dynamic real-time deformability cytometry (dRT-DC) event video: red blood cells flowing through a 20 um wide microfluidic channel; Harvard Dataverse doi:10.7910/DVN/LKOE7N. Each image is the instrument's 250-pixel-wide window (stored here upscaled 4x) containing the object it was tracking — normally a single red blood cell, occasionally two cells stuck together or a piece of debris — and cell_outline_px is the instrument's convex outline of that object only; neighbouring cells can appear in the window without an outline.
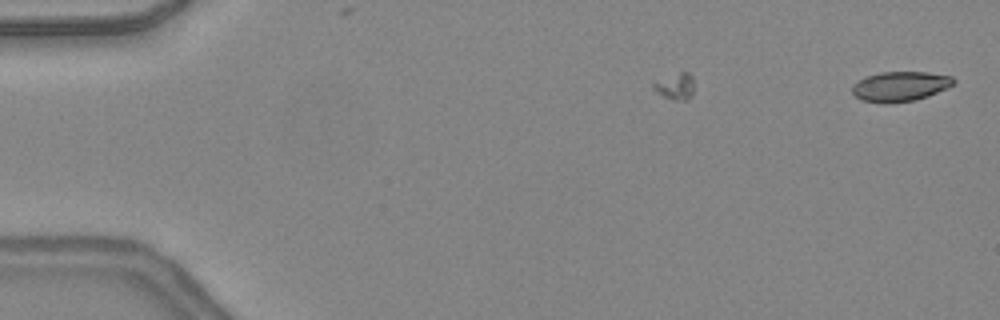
{"species": "common noctule bat (a hibernating species)", "species_latin": "Nyctalus noctula", "temperature_condition": "warm", "stored_images_in_passage": 36, "camera_frame_rate_fps": 3000, "um_per_image_px": 0.085, "animal": {"sex": "female", "body_mass_g": 24.6, "forearm_length_mm": 56.2}, "frame": {"image": 1, "passage_image": 1, "time_ms": 0.0, "image_size_px": [1000, 320], "cell_outline_px": [[956, 80], [948, 88], [928, 96], [916, 100], [888, 104], [884, 104], [864, 100], [856, 96], [852, 92], [852, 84], [864, 76], [880, 72], [928, 72], [952, 76]], "centroid_in_image_um": [76.51, 7.34], "position_along_channel_um": 8.5, "area_um2": 17.86}}